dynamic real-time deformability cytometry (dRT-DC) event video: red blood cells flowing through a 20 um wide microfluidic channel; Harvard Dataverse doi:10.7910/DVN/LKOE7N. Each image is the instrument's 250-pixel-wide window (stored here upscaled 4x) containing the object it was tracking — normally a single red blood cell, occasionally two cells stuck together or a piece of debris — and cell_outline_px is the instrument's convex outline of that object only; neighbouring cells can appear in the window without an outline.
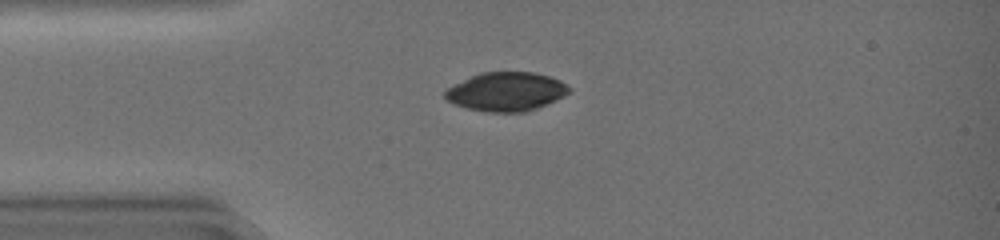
{"species": "common noctule bat (a hibernating species)", "species_latin": "Nyctalus noctula", "temperature_condition": "warm", "stored_images_in_passage": 33, "camera_frame_rate_fps": 3000, "um_per_image_px": 0.085, "animal": {"sex": "female", "body_mass_g": 19.0, "forearm_length_mm": 51.5}, "frame": {"image": 1, "passage_image": 1, "time_ms": 0.0, "image_size_px": [1000, 240], "cell_outline_px": [[572, 88], [568, 92], [536, 108], [524, 112], [484, 112], [468, 108], [456, 104], [448, 100], [444, 96], [444, 92], [448, 88], [480, 72], [532, 72], [548, 76], [560, 80]], "centroid_in_image_um": [43.01, 7.78], "position_along_channel_um": 42.0, "area_um2": 27.51}}
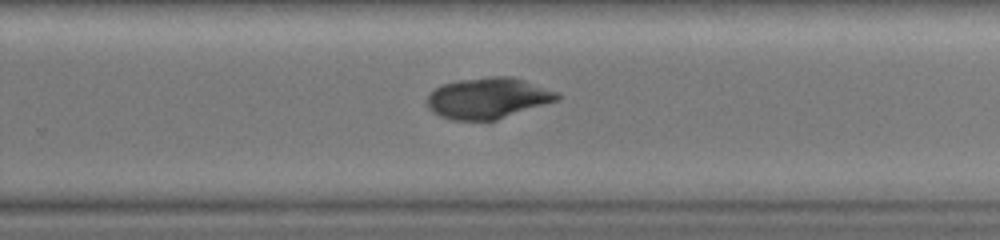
{"frame": {"image": 2, "passage_image": 19, "time_ms": 6.0, "image_size_px": [1000, 240], "cell_outline_px": [[560, 96], [556, 100], [496, 120], [452, 120], [440, 116], [432, 112], [428, 108], [428, 96], [440, 84], [456, 80], [488, 76], [512, 76], [560, 92]], "centroid_in_image_um": [41.46, 8.32], "position_along_channel_um": 288.3, "area_um2": 31.04}}
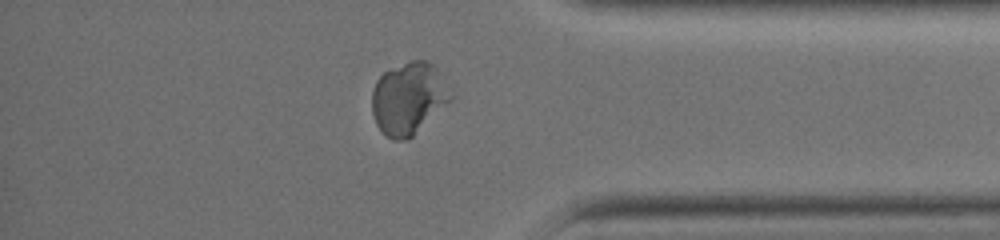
{"frame": {"image": 3, "passage_image": 27, "time_ms": 8.667, "image_size_px": [1000, 240], "cell_outline_px": [[452, 100], [408, 140], [392, 140], [376, 124], [372, 112], [372, 92], [376, 80], [384, 72], [392, 68], [412, 60], [428, 60], [436, 68], [452, 96]], "centroid_in_image_um": [34.71, 8.37], "position_along_channel_um": 400.5, "area_um2": 32.71}}